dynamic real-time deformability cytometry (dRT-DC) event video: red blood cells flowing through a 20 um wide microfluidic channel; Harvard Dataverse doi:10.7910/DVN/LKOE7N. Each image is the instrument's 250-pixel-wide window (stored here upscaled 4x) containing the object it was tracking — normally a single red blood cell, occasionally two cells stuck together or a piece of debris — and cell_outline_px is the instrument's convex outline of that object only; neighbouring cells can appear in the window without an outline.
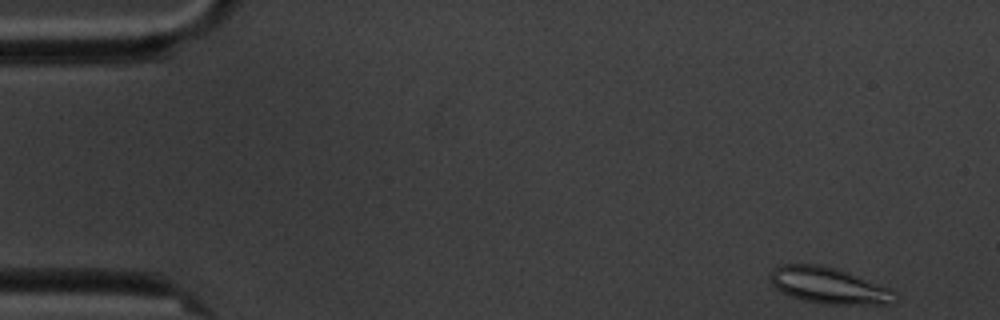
{"species": "common noctule bat (a hibernating species)", "species_latin": "Nyctalus noctula", "temperature_condition": "cold", "stored_images_in_passage": 4, "camera_frame_rate_fps": 3000, "um_per_image_px": 0.085, "animal": {"sex": "male", "body_mass_g": 20.1, "forearm_length_mm": 53.5}, "frame": {"image": 1, "passage_image": 1, "time_ms": 0.0, "image_size_px": [1000, 320], "cell_outline_px": [[900, 296], [892, 304], [820, 304], [804, 300], [792, 296], [776, 288], [772, 284], [768, 276], [772, 268], [780, 264], [820, 264], [844, 272], [888, 288], [896, 292]], "centroid_in_image_um": [70.41, 24.28], "position_along_channel_um": 14.6, "area_um2": 26.07}}
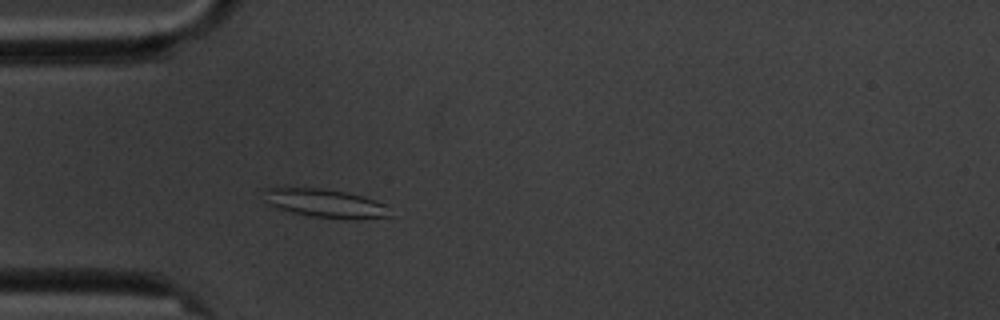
{"frame": {"image": 2, "passage_image": 4, "time_ms": 4.333, "image_size_px": [1000, 320], "cell_outline_px": [[392, 216], [356, 220], [312, 216], [292, 212], [276, 208], [264, 204], [264, 188], [276, 184], [320, 188], [344, 192], [364, 196], [376, 200], [384, 204]], "centroid_in_image_um": [27.51, 17.24], "position_along_channel_um": 57.5, "area_um2": 21.85}}